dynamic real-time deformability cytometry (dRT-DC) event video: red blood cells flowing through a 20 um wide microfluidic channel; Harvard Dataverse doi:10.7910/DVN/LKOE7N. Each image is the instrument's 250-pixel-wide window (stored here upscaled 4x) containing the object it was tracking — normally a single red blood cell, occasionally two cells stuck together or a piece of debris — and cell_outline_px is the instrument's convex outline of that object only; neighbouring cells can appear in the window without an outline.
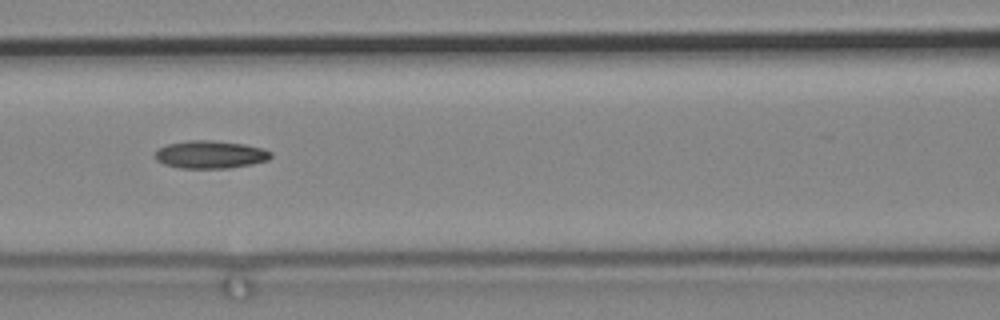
{"species": "common noctule bat (a hibernating species)", "species_latin": "Nyctalus noctula", "temperature_condition": "cold", "stored_images_in_passage": 9, "camera_frame_rate_fps": 3000, "um_per_image_px": 0.085, "animal": {"sex": "male", "body_mass_g": 19.2, "forearm_length_mm": 51.8}, "frame": {"image": 1, "passage_image": 7, "time_ms": 2.0, "image_size_px": [1000, 320], "cell_outline_px": [[272, 156], [268, 160], [252, 164], [228, 168], [180, 168], [164, 164], [156, 160], [156, 148], [168, 144], [188, 140], [212, 140], [244, 144], [264, 148], [272, 152]], "centroid_in_image_um": [17.89, 13.13], "position_along_channel_um": 148.7, "area_um2": 18.84}}
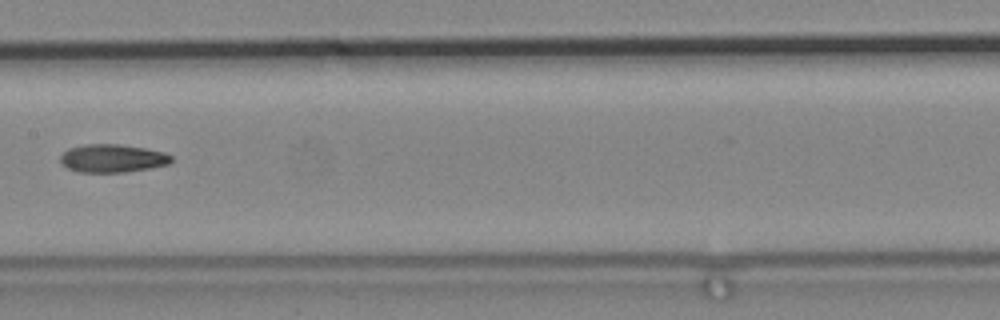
{"frame": {"image": 2, "passage_image": 8, "time_ms": 2.333, "image_size_px": [1000, 320], "cell_outline_px": [[172, 160], [168, 164], [148, 168], [124, 172], [80, 172], [68, 168], [60, 160], [60, 156], [68, 148], [84, 144], [120, 144], [144, 148], [164, 152], [172, 156]], "centroid_in_image_um": [9.55, 13.45], "position_along_channel_um": 197.9, "area_um2": 18.03}}
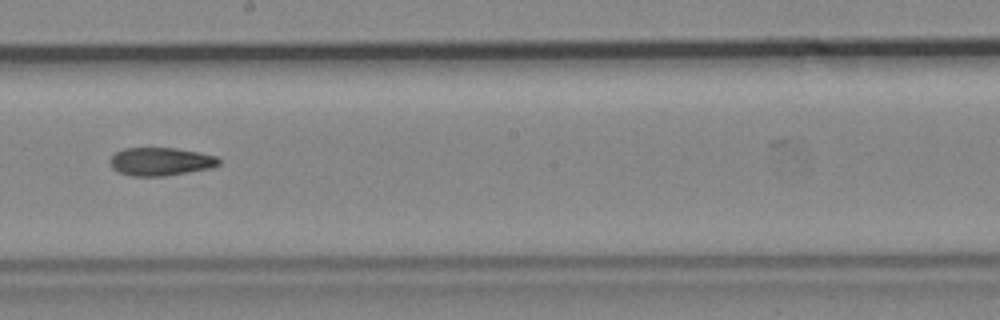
{"frame": {"image": 3, "passage_image": 9, "time_ms": 2.667, "image_size_px": [1000, 320], "cell_outline_px": [[220, 164], [212, 168], [164, 176], [132, 176], [120, 172], [112, 168], [108, 160], [116, 152], [124, 148], [176, 148], [200, 152], [216, 156], [220, 160]], "centroid_in_image_um": [13.66, 13.73], "position_along_channel_um": 234.5, "area_um2": 17.92}}